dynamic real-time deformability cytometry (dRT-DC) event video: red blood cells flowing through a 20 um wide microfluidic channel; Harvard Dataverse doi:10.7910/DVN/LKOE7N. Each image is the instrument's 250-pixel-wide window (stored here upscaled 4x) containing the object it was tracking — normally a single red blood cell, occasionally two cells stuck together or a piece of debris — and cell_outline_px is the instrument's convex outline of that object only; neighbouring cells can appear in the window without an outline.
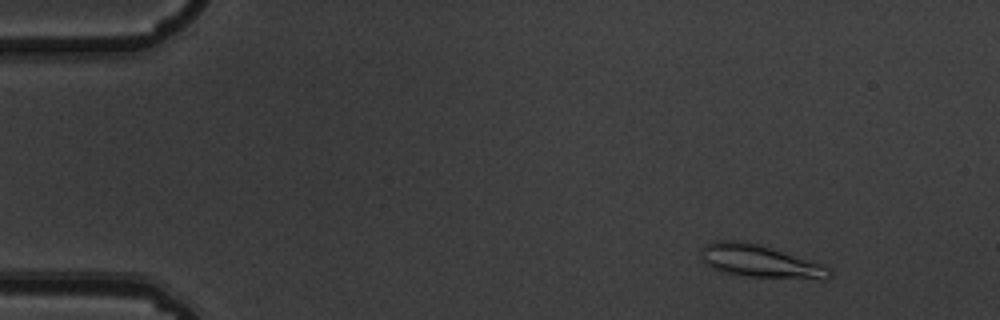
{"species": "common noctule bat (a hibernating species)", "species_latin": "Nyctalus noctula", "temperature_condition": "warm", "stored_images_in_passage": 5, "camera_frame_rate_fps": 3000, "um_per_image_px": 0.085, "animal": {"sex": "male", "body_mass_g": 19.5, "forearm_length_mm": 54.6}, "frame": {"image": 1, "passage_image": 2, "time_ms": 0.333, "image_size_px": [1000, 320], "cell_outline_px": [[832, 276], [824, 280], [820, 280], [744, 276], [724, 272], [712, 268], [704, 264], [700, 260], [700, 248], [704, 244], [716, 240], [740, 240], [756, 244], [824, 264], [832, 272]], "centroid_in_image_um": [64.57, 22.22], "position_along_channel_um": 20.4, "area_um2": 24.8}}